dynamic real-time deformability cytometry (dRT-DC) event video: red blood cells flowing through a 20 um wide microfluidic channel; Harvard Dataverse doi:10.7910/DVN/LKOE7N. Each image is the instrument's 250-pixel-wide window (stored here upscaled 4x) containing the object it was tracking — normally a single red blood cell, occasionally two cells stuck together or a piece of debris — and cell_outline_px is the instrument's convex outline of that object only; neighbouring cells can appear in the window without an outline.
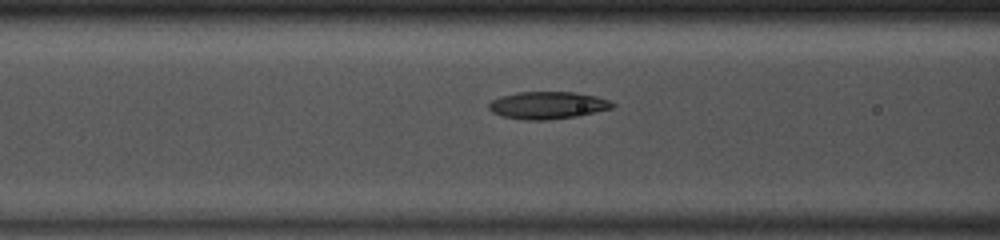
{"species": "common noctule bat (a hibernating species)", "species_latin": "Nyctalus noctula", "temperature_condition": "room temperature", "stored_images_in_passage": 47, "camera_frame_rate_fps": 3000, "um_per_image_px": 0.085, "animal": {"sex": "male", "body_mass_g": 13.0, "forearm_length_mm": 53.1}, "frame": {"image": 1, "passage_image": 18, "time_ms": 5.667, "image_size_px": [1000, 240], "cell_outline_px": [[616, 104], [612, 108], [576, 116], [544, 120], [528, 120], [504, 116], [492, 112], [488, 108], [488, 104], [492, 100], [500, 96], [516, 92], [576, 92], [596, 96], [608, 100]], "centroid_in_image_um": [46.54, 8.93], "position_along_channel_um": 120.1, "area_um2": 19.54}}
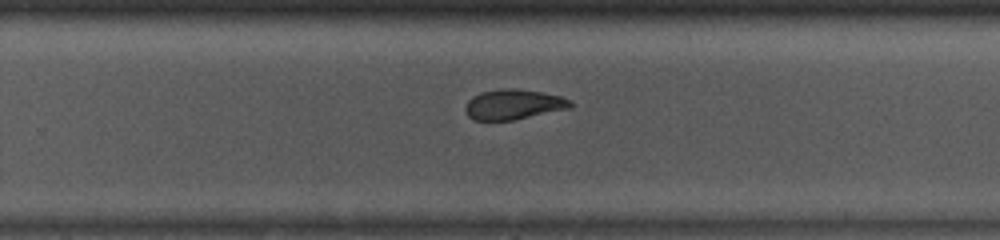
{"frame": {"image": 2, "passage_image": 30, "time_ms": 9.667, "image_size_px": [1000, 240], "cell_outline_px": [[572, 108], [512, 120], [472, 120], [468, 116], [464, 108], [468, 100], [472, 96], [480, 92], [500, 88], [508, 88], [540, 92], [560, 96], [568, 100], [572, 104]], "centroid_in_image_um": [43.6, 8.88], "position_along_channel_um": 286.2, "area_um2": 18.38}}
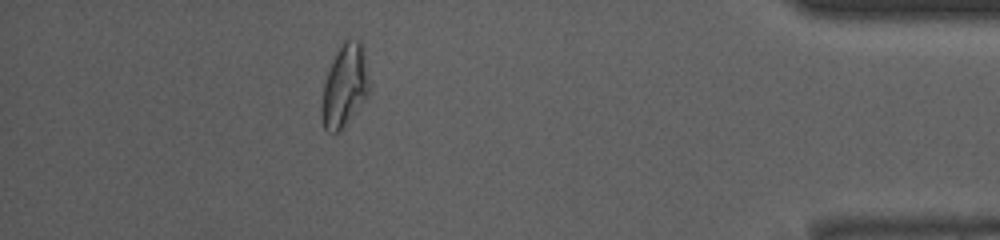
{"frame": {"image": 3, "passage_image": 42, "time_ms": 13.667, "image_size_px": [1000, 240], "cell_outline_px": [[368, 96], [340, 132], [328, 132], [324, 128], [320, 116], [320, 108], [324, 84], [332, 60], [336, 52], [344, 40], [360, 40], [364, 44], [368, 80]], "centroid_in_image_um": [29.28, 7.31], "position_along_channel_um": 405.9, "area_um2": 22.95}, "authors_computed_cell_mechanics": {"area_um2": 19.8832, "velocity_mm_per_s": 4.1599, "shape_relaxation_time_tau1_ms": null, "shape_relaxation_time_tau2_ms": 2.9175, "deformation_change_tau1": null, "deformation_change_tau2": 0.0602}}